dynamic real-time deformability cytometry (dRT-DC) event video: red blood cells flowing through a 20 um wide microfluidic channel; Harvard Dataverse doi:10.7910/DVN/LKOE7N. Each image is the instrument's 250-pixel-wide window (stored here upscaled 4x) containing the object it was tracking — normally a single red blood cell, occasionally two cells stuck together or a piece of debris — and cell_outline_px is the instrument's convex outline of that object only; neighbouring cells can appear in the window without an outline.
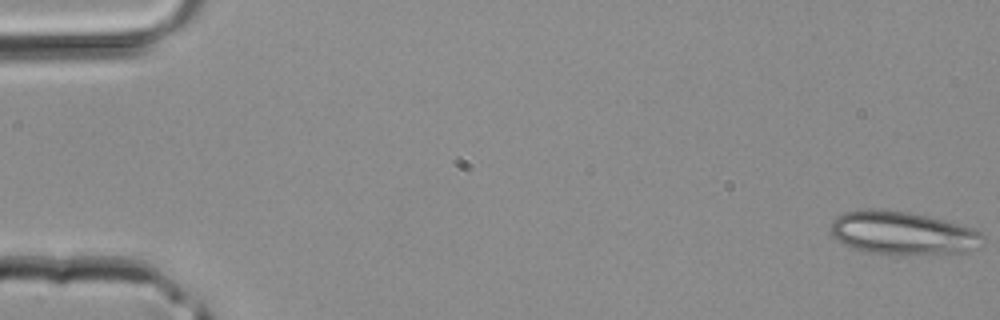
{"species": "common noctule bat (a hibernating species)", "species_latin": "Nyctalus noctula", "temperature_condition": "room temperature", "stored_images_in_passage": 42, "camera_frame_rate_fps": 3000, "um_per_image_px": 0.085, "animal": {"sex": "male", "body_mass_g": 20.4}, "frame": {"image": 1, "passage_image": 1, "time_ms": 0.0, "image_size_px": [1000, 320], "cell_outline_px": [[984, 240], [980, 248], [964, 252], [868, 252], [852, 248], [844, 244], [832, 236], [828, 228], [832, 220], [836, 216], [844, 212], [864, 208], [884, 208], [908, 212], [928, 216], [944, 220], [972, 228], [980, 232], [984, 236]], "centroid_in_image_um": [76.66, 19.75], "position_along_channel_um": 8.3, "area_um2": 37.92}}
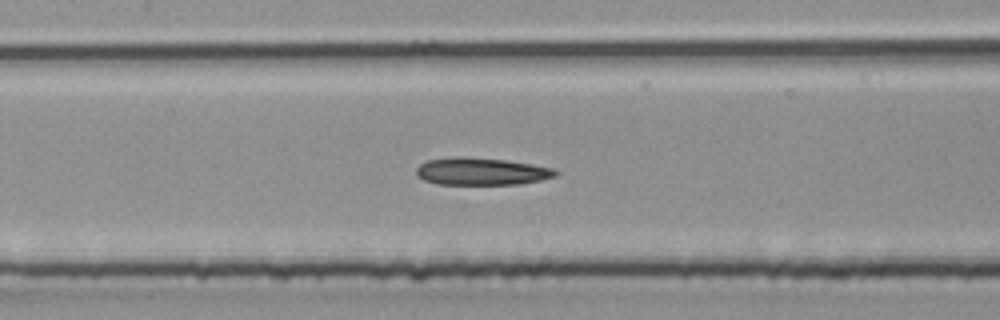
{"frame": {"image": 2, "passage_image": 20, "time_ms": 6.333, "image_size_px": [1000, 320], "cell_outline_px": [[560, 172], [556, 176], [540, 180], [516, 184], [436, 184], [424, 180], [416, 176], [416, 168], [420, 164], [428, 160], [460, 156], [504, 160], [532, 164], [552, 168]], "centroid_in_image_um": [40.9, 14.57], "position_along_channel_um": 166.5, "area_um2": 22.08}}
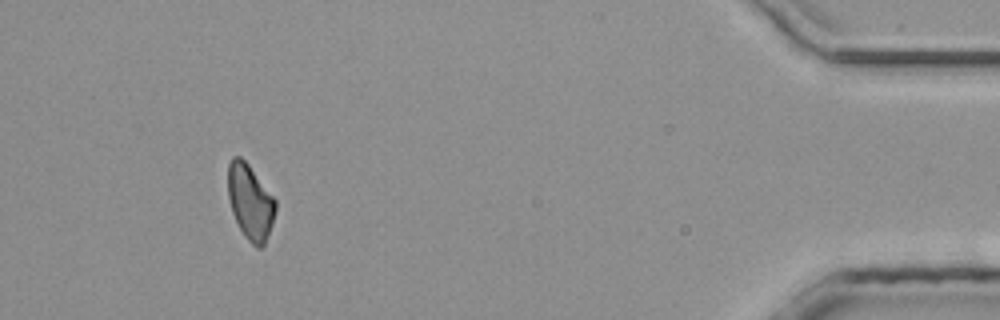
{"frame": {"image": 3, "passage_image": 39, "time_ms": 12.667, "image_size_px": [1000, 320], "cell_outline_px": [[276, 208], [272, 224], [264, 244], [260, 248], [256, 248], [244, 236], [232, 212], [228, 196], [228, 164], [232, 156], [240, 156], [248, 164], [276, 200]], "centroid_in_image_um": [21.26, 17.15], "position_along_channel_um": 413.9, "area_um2": 20.63}}